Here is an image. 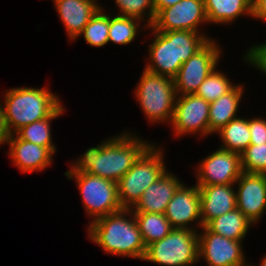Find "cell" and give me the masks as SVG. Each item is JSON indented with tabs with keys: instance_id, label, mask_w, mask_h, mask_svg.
Returning a JSON list of instances; mask_svg holds the SVG:
<instances>
[{
	"instance_id": "6da1fadb",
	"label": "cell",
	"mask_w": 266,
	"mask_h": 266,
	"mask_svg": "<svg viewBox=\"0 0 266 266\" xmlns=\"http://www.w3.org/2000/svg\"><path fill=\"white\" fill-rule=\"evenodd\" d=\"M151 145L125 132L89 148L67 172H88L117 183Z\"/></svg>"
},
{
	"instance_id": "7a4b0ae2",
	"label": "cell",
	"mask_w": 266,
	"mask_h": 266,
	"mask_svg": "<svg viewBox=\"0 0 266 266\" xmlns=\"http://www.w3.org/2000/svg\"><path fill=\"white\" fill-rule=\"evenodd\" d=\"M130 212L132 219L126 218ZM87 230L89 239L100 245L105 253L144 259L146 246L132 209L122 208L92 221Z\"/></svg>"
},
{
	"instance_id": "3957f363",
	"label": "cell",
	"mask_w": 266,
	"mask_h": 266,
	"mask_svg": "<svg viewBox=\"0 0 266 266\" xmlns=\"http://www.w3.org/2000/svg\"><path fill=\"white\" fill-rule=\"evenodd\" d=\"M154 41L149 47L150 63L145 70L174 79L183 63L200 50L210 39L200 32L154 30ZM206 36V37H205Z\"/></svg>"
},
{
	"instance_id": "277c9868",
	"label": "cell",
	"mask_w": 266,
	"mask_h": 266,
	"mask_svg": "<svg viewBox=\"0 0 266 266\" xmlns=\"http://www.w3.org/2000/svg\"><path fill=\"white\" fill-rule=\"evenodd\" d=\"M4 98L3 110L10 134H15L23 126L51 116L61 106L59 97L46 87L9 89Z\"/></svg>"
},
{
	"instance_id": "5b68a950",
	"label": "cell",
	"mask_w": 266,
	"mask_h": 266,
	"mask_svg": "<svg viewBox=\"0 0 266 266\" xmlns=\"http://www.w3.org/2000/svg\"><path fill=\"white\" fill-rule=\"evenodd\" d=\"M160 150L152 144L117 182L122 208L132 209L144 191L167 171L163 151Z\"/></svg>"
},
{
	"instance_id": "8992f818",
	"label": "cell",
	"mask_w": 266,
	"mask_h": 266,
	"mask_svg": "<svg viewBox=\"0 0 266 266\" xmlns=\"http://www.w3.org/2000/svg\"><path fill=\"white\" fill-rule=\"evenodd\" d=\"M135 95L150 122H172L177 97L174 79L144 69Z\"/></svg>"
},
{
	"instance_id": "52a82bcc",
	"label": "cell",
	"mask_w": 266,
	"mask_h": 266,
	"mask_svg": "<svg viewBox=\"0 0 266 266\" xmlns=\"http://www.w3.org/2000/svg\"><path fill=\"white\" fill-rule=\"evenodd\" d=\"M196 230L172 229L146 247L145 261L166 266H190L200 261L199 238Z\"/></svg>"
},
{
	"instance_id": "ba28073f",
	"label": "cell",
	"mask_w": 266,
	"mask_h": 266,
	"mask_svg": "<svg viewBox=\"0 0 266 266\" xmlns=\"http://www.w3.org/2000/svg\"><path fill=\"white\" fill-rule=\"evenodd\" d=\"M65 176L76 180L84 209L88 216H94L92 221L122 209L116 182L88 172H65Z\"/></svg>"
},
{
	"instance_id": "9c48e42d",
	"label": "cell",
	"mask_w": 266,
	"mask_h": 266,
	"mask_svg": "<svg viewBox=\"0 0 266 266\" xmlns=\"http://www.w3.org/2000/svg\"><path fill=\"white\" fill-rule=\"evenodd\" d=\"M220 54V47L210 38L200 50L181 65L174 78L176 95L195 94L200 84L217 67Z\"/></svg>"
},
{
	"instance_id": "30bf717a",
	"label": "cell",
	"mask_w": 266,
	"mask_h": 266,
	"mask_svg": "<svg viewBox=\"0 0 266 266\" xmlns=\"http://www.w3.org/2000/svg\"><path fill=\"white\" fill-rule=\"evenodd\" d=\"M207 23L204 0H181L159 10L151 27L160 32L187 30L198 32L200 23Z\"/></svg>"
},
{
	"instance_id": "8fae6325",
	"label": "cell",
	"mask_w": 266,
	"mask_h": 266,
	"mask_svg": "<svg viewBox=\"0 0 266 266\" xmlns=\"http://www.w3.org/2000/svg\"><path fill=\"white\" fill-rule=\"evenodd\" d=\"M209 109L210 103L195 94L177 96L171 122L175 135H209Z\"/></svg>"
},
{
	"instance_id": "7c38bea8",
	"label": "cell",
	"mask_w": 266,
	"mask_h": 266,
	"mask_svg": "<svg viewBox=\"0 0 266 266\" xmlns=\"http://www.w3.org/2000/svg\"><path fill=\"white\" fill-rule=\"evenodd\" d=\"M197 185L236 184L241 168V154L219 148L197 168Z\"/></svg>"
},
{
	"instance_id": "4fadbf2b",
	"label": "cell",
	"mask_w": 266,
	"mask_h": 266,
	"mask_svg": "<svg viewBox=\"0 0 266 266\" xmlns=\"http://www.w3.org/2000/svg\"><path fill=\"white\" fill-rule=\"evenodd\" d=\"M199 238V259L203 258L208 266H245L242 241H234L202 227Z\"/></svg>"
},
{
	"instance_id": "5bb4252c",
	"label": "cell",
	"mask_w": 266,
	"mask_h": 266,
	"mask_svg": "<svg viewBox=\"0 0 266 266\" xmlns=\"http://www.w3.org/2000/svg\"><path fill=\"white\" fill-rule=\"evenodd\" d=\"M235 183L236 206L254 225L266 209V174L242 172Z\"/></svg>"
},
{
	"instance_id": "9a60e30c",
	"label": "cell",
	"mask_w": 266,
	"mask_h": 266,
	"mask_svg": "<svg viewBox=\"0 0 266 266\" xmlns=\"http://www.w3.org/2000/svg\"><path fill=\"white\" fill-rule=\"evenodd\" d=\"M164 214L173 229L195 230L188 224L196 220L197 225L202 228L198 185L189 188L181 184L168 203Z\"/></svg>"
},
{
	"instance_id": "2e32d148",
	"label": "cell",
	"mask_w": 266,
	"mask_h": 266,
	"mask_svg": "<svg viewBox=\"0 0 266 266\" xmlns=\"http://www.w3.org/2000/svg\"><path fill=\"white\" fill-rule=\"evenodd\" d=\"M234 184L198 185L202 227L212 219L237 208Z\"/></svg>"
},
{
	"instance_id": "e0dca14e",
	"label": "cell",
	"mask_w": 266,
	"mask_h": 266,
	"mask_svg": "<svg viewBox=\"0 0 266 266\" xmlns=\"http://www.w3.org/2000/svg\"><path fill=\"white\" fill-rule=\"evenodd\" d=\"M181 184L175 175L166 171L144 191L132 211L164 214L168 203Z\"/></svg>"
},
{
	"instance_id": "ac0fdd59",
	"label": "cell",
	"mask_w": 266,
	"mask_h": 266,
	"mask_svg": "<svg viewBox=\"0 0 266 266\" xmlns=\"http://www.w3.org/2000/svg\"><path fill=\"white\" fill-rule=\"evenodd\" d=\"M7 143L13 164L22 172L43 170L52 163L54 154L47 147L24 141L14 134L10 135Z\"/></svg>"
},
{
	"instance_id": "d6986e66",
	"label": "cell",
	"mask_w": 266,
	"mask_h": 266,
	"mask_svg": "<svg viewBox=\"0 0 266 266\" xmlns=\"http://www.w3.org/2000/svg\"><path fill=\"white\" fill-rule=\"evenodd\" d=\"M57 13L64 24L70 40H75L101 7L95 0H57Z\"/></svg>"
},
{
	"instance_id": "ffe728a7",
	"label": "cell",
	"mask_w": 266,
	"mask_h": 266,
	"mask_svg": "<svg viewBox=\"0 0 266 266\" xmlns=\"http://www.w3.org/2000/svg\"><path fill=\"white\" fill-rule=\"evenodd\" d=\"M242 85H235L229 92L210 103L209 134L219 131L237 118V110L243 94Z\"/></svg>"
},
{
	"instance_id": "44dd1931",
	"label": "cell",
	"mask_w": 266,
	"mask_h": 266,
	"mask_svg": "<svg viewBox=\"0 0 266 266\" xmlns=\"http://www.w3.org/2000/svg\"><path fill=\"white\" fill-rule=\"evenodd\" d=\"M208 23H232L243 13L252 16V0H204Z\"/></svg>"
},
{
	"instance_id": "7402d4cb",
	"label": "cell",
	"mask_w": 266,
	"mask_h": 266,
	"mask_svg": "<svg viewBox=\"0 0 266 266\" xmlns=\"http://www.w3.org/2000/svg\"><path fill=\"white\" fill-rule=\"evenodd\" d=\"M253 223L238 209L227 212L209 221L205 227L216 234L234 241H243Z\"/></svg>"
},
{
	"instance_id": "603a6c76",
	"label": "cell",
	"mask_w": 266,
	"mask_h": 266,
	"mask_svg": "<svg viewBox=\"0 0 266 266\" xmlns=\"http://www.w3.org/2000/svg\"><path fill=\"white\" fill-rule=\"evenodd\" d=\"M217 133L222 139L223 144L220 148L223 150L241 154L250 145L249 119L237 117L223 126Z\"/></svg>"
},
{
	"instance_id": "cb8c5ba5",
	"label": "cell",
	"mask_w": 266,
	"mask_h": 266,
	"mask_svg": "<svg viewBox=\"0 0 266 266\" xmlns=\"http://www.w3.org/2000/svg\"><path fill=\"white\" fill-rule=\"evenodd\" d=\"M139 230L141 232L144 245L147 247L151 243L161 240L172 231L170 222L161 213L133 212Z\"/></svg>"
},
{
	"instance_id": "d4e9b609",
	"label": "cell",
	"mask_w": 266,
	"mask_h": 266,
	"mask_svg": "<svg viewBox=\"0 0 266 266\" xmlns=\"http://www.w3.org/2000/svg\"><path fill=\"white\" fill-rule=\"evenodd\" d=\"M64 110L63 105H61L51 116L23 126L16 132V135L24 141L47 147L54 154L56 152V146L52 144L50 123L51 120L63 114Z\"/></svg>"
},
{
	"instance_id": "484cf974",
	"label": "cell",
	"mask_w": 266,
	"mask_h": 266,
	"mask_svg": "<svg viewBox=\"0 0 266 266\" xmlns=\"http://www.w3.org/2000/svg\"><path fill=\"white\" fill-rule=\"evenodd\" d=\"M140 19L127 16H109L108 42L126 45L131 43L136 35Z\"/></svg>"
},
{
	"instance_id": "4316f807",
	"label": "cell",
	"mask_w": 266,
	"mask_h": 266,
	"mask_svg": "<svg viewBox=\"0 0 266 266\" xmlns=\"http://www.w3.org/2000/svg\"><path fill=\"white\" fill-rule=\"evenodd\" d=\"M109 15L100 8L85 25L79 36L83 35L85 41L94 47H102L108 43Z\"/></svg>"
},
{
	"instance_id": "83f0119b",
	"label": "cell",
	"mask_w": 266,
	"mask_h": 266,
	"mask_svg": "<svg viewBox=\"0 0 266 266\" xmlns=\"http://www.w3.org/2000/svg\"><path fill=\"white\" fill-rule=\"evenodd\" d=\"M234 86L235 84L233 85L223 73L215 68L200 84L195 95L211 103L229 92Z\"/></svg>"
},
{
	"instance_id": "f1b7e54d",
	"label": "cell",
	"mask_w": 266,
	"mask_h": 266,
	"mask_svg": "<svg viewBox=\"0 0 266 266\" xmlns=\"http://www.w3.org/2000/svg\"><path fill=\"white\" fill-rule=\"evenodd\" d=\"M242 172L266 174V143L250 144L241 153Z\"/></svg>"
},
{
	"instance_id": "f546056e",
	"label": "cell",
	"mask_w": 266,
	"mask_h": 266,
	"mask_svg": "<svg viewBox=\"0 0 266 266\" xmlns=\"http://www.w3.org/2000/svg\"><path fill=\"white\" fill-rule=\"evenodd\" d=\"M120 13V16L134 17L142 20L145 17V10H148L147 25L145 27H150L154 22L155 18V8L153 5V0H115ZM144 15V16H143Z\"/></svg>"
},
{
	"instance_id": "4dcf8cb0",
	"label": "cell",
	"mask_w": 266,
	"mask_h": 266,
	"mask_svg": "<svg viewBox=\"0 0 266 266\" xmlns=\"http://www.w3.org/2000/svg\"><path fill=\"white\" fill-rule=\"evenodd\" d=\"M249 131L251 133L250 144L266 143V120L262 118H252L249 120Z\"/></svg>"
},
{
	"instance_id": "1f68e13d",
	"label": "cell",
	"mask_w": 266,
	"mask_h": 266,
	"mask_svg": "<svg viewBox=\"0 0 266 266\" xmlns=\"http://www.w3.org/2000/svg\"><path fill=\"white\" fill-rule=\"evenodd\" d=\"M247 52L244 59L246 62L253 65H266V43L254 45Z\"/></svg>"
},
{
	"instance_id": "d6a6232c",
	"label": "cell",
	"mask_w": 266,
	"mask_h": 266,
	"mask_svg": "<svg viewBox=\"0 0 266 266\" xmlns=\"http://www.w3.org/2000/svg\"><path fill=\"white\" fill-rule=\"evenodd\" d=\"M252 18L266 21V0H252Z\"/></svg>"
},
{
	"instance_id": "836d02e7",
	"label": "cell",
	"mask_w": 266,
	"mask_h": 266,
	"mask_svg": "<svg viewBox=\"0 0 266 266\" xmlns=\"http://www.w3.org/2000/svg\"><path fill=\"white\" fill-rule=\"evenodd\" d=\"M10 135L5 121L4 110L2 104H0V145L7 143Z\"/></svg>"
},
{
	"instance_id": "e575fe53",
	"label": "cell",
	"mask_w": 266,
	"mask_h": 266,
	"mask_svg": "<svg viewBox=\"0 0 266 266\" xmlns=\"http://www.w3.org/2000/svg\"><path fill=\"white\" fill-rule=\"evenodd\" d=\"M180 1L181 0H153L155 13H157L159 10H161L163 8L175 5L176 3L180 2Z\"/></svg>"
},
{
	"instance_id": "d590c367",
	"label": "cell",
	"mask_w": 266,
	"mask_h": 266,
	"mask_svg": "<svg viewBox=\"0 0 266 266\" xmlns=\"http://www.w3.org/2000/svg\"><path fill=\"white\" fill-rule=\"evenodd\" d=\"M258 68L261 70L264 74H266V65H254V67Z\"/></svg>"
},
{
	"instance_id": "8d00e7d4",
	"label": "cell",
	"mask_w": 266,
	"mask_h": 266,
	"mask_svg": "<svg viewBox=\"0 0 266 266\" xmlns=\"http://www.w3.org/2000/svg\"><path fill=\"white\" fill-rule=\"evenodd\" d=\"M260 266H266V256L263 258L262 262L260 263Z\"/></svg>"
}]
</instances>
